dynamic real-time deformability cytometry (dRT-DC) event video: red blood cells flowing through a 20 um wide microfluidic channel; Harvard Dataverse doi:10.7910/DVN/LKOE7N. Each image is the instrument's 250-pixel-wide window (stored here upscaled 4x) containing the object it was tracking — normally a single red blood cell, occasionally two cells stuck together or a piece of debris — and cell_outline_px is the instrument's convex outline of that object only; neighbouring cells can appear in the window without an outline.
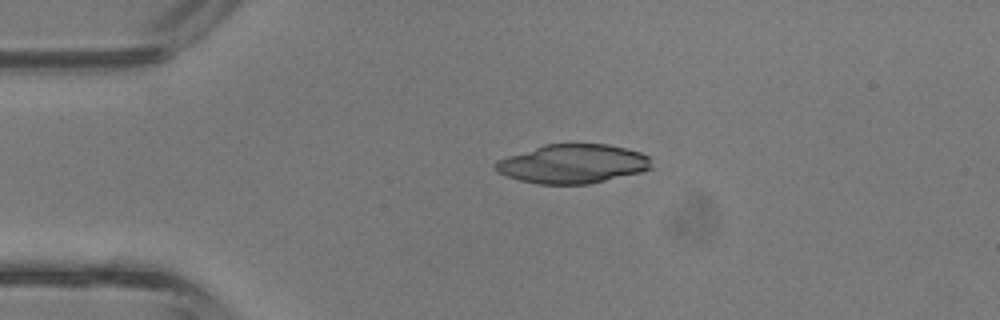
{"species": "common noctule bat (a hibernating species)", "species_latin": "Nyctalus noctula", "temperature_condition": "room temperature", "stored_images_in_passage": 20, "camera_frame_rate_fps": 3000, "um_per_image_px": 0.085, "animal": {"sex": "male", "body_mass_g": 13.3}, "frame": {"image": 1, "passage_image": 1, "time_ms": 0.0, "image_size_px": [1000, 320], "cell_outline_px": [[652, 168], [640, 172], [588, 184], [536, 184], [520, 180], [496, 172], [492, 164], [496, 160], [544, 144], [608, 144], [640, 152], [648, 156]], "centroid_in_image_um": [48.63, 13.92], "position_along_channel_um": 36.4, "area_um2": 35.37}}